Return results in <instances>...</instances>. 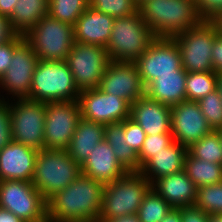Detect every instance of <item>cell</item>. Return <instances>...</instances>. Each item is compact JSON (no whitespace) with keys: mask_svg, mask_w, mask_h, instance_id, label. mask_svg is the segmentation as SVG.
<instances>
[{"mask_svg":"<svg viewBox=\"0 0 222 222\" xmlns=\"http://www.w3.org/2000/svg\"><path fill=\"white\" fill-rule=\"evenodd\" d=\"M103 189V183L81 173L71 184L46 201L47 220L98 222Z\"/></svg>","mask_w":222,"mask_h":222,"instance_id":"obj_1","label":"cell"},{"mask_svg":"<svg viewBox=\"0 0 222 222\" xmlns=\"http://www.w3.org/2000/svg\"><path fill=\"white\" fill-rule=\"evenodd\" d=\"M138 12L155 37L172 38L203 21L195 0H142Z\"/></svg>","mask_w":222,"mask_h":222,"instance_id":"obj_2","label":"cell"},{"mask_svg":"<svg viewBox=\"0 0 222 222\" xmlns=\"http://www.w3.org/2000/svg\"><path fill=\"white\" fill-rule=\"evenodd\" d=\"M151 183L139 171H128L120 179L104 185L98 222L137 214Z\"/></svg>","mask_w":222,"mask_h":222,"instance_id":"obj_3","label":"cell"},{"mask_svg":"<svg viewBox=\"0 0 222 222\" xmlns=\"http://www.w3.org/2000/svg\"><path fill=\"white\" fill-rule=\"evenodd\" d=\"M80 174L81 165L67 150L42 149L38 151L31 182L47 201L71 184Z\"/></svg>","mask_w":222,"mask_h":222,"instance_id":"obj_4","label":"cell"},{"mask_svg":"<svg viewBox=\"0 0 222 222\" xmlns=\"http://www.w3.org/2000/svg\"><path fill=\"white\" fill-rule=\"evenodd\" d=\"M155 38L137 11L129 16L114 19L106 51L111 61L135 62Z\"/></svg>","mask_w":222,"mask_h":222,"instance_id":"obj_5","label":"cell"},{"mask_svg":"<svg viewBox=\"0 0 222 222\" xmlns=\"http://www.w3.org/2000/svg\"><path fill=\"white\" fill-rule=\"evenodd\" d=\"M80 90L66 61H38L28 99L38 102L77 101Z\"/></svg>","mask_w":222,"mask_h":222,"instance_id":"obj_6","label":"cell"},{"mask_svg":"<svg viewBox=\"0 0 222 222\" xmlns=\"http://www.w3.org/2000/svg\"><path fill=\"white\" fill-rule=\"evenodd\" d=\"M40 61H66L74 45V28L47 14L23 35Z\"/></svg>","mask_w":222,"mask_h":222,"instance_id":"obj_7","label":"cell"},{"mask_svg":"<svg viewBox=\"0 0 222 222\" xmlns=\"http://www.w3.org/2000/svg\"><path fill=\"white\" fill-rule=\"evenodd\" d=\"M217 34L214 24L203 20L198 26L172 37L180 50L182 66L186 72L214 71L212 48Z\"/></svg>","mask_w":222,"mask_h":222,"instance_id":"obj_8","label":"cell"},{"mask_svg":"<svg viewBox=\"0 0 222 222\" xmlns=\"http://www.w3.org/2000/svg\"><path fill=\"white\" fill-rule=\"evenodd\" d=\"M12 101L9 103L12 140L38 151L44 149L46 103L28 98Z\"/></svg>","mask_w":222,"mask_h":222,"instance_id":"obj_9","label":"cell"},{"mask_svg":"<svg viewBox=\"0 0 222 222\" xmlns=\"http://www.w3.org/2000/svg\"><path fill=\"white\" fill-rule=\"evenodd\" d=\"M0 207L24 222H45L47 203L30 181H0Z\"/></svg>","mask_w":222,"mask_h":222,"instance_id":"obj_10","label":"cell"},{"mask_svg":"<svg viewBox=\"0 0 222 222\" xmlns=\"http://www.w3.org/2000/svg\"><path fill=\"white\" fill-rule=\"evenodd\" d=\"M110 61L106 48L76 41L66 60L80 91L98 88Z\"/></svg>","mask_w":222,"mask_h":222,"instance_id":"obj_11","label":"cell"},{"mask_svg":"<svg viewBox=\"0 0 222 222\" xmlns=\"http://www.w3.org/2000/svg\"><path fill=\"white\" fill-rule=\"evenodd\" d=\"M135 64L146 88L159 75L175 74L176 70H184L176 42L167 37H156Z\"/></svg>","mask_w":222,"mask_h":222,"instance_id":"obj_12","label":"cell"},{"mask_svg":"<svg viewBox=\"0 0 222 222\" xmlns=\"http://www.w3.org/2000/svg\"><path fill=\"white\" fill-rule=\"evenodd\" d=\"M80 119L78 101L46 103L44 149L66 150Z\"/></svg>","mask_w":222,"mask_h":222,"instance_id":"obj_13","label":"cell"},{"mask_svg":"<svg viewBox=\"0 0 222 222\" xmlns=\"http://www.w3.org/2000/svg\"><path fill=\"white\" fill-rule=\"evenodd\" d=\"M81 118L103 125L121 122L130 117L131 105L113 94L98 88L82 90L78 97Z\"/></svg>","mask_w":222,"mask_h":222,"instance_id":"obj_14","label":"cell"},{"mask_svg":"<svg viewBox=\"0 0 222 222\" xmlns=\"http://www.w3.org/2000/svg\"><path fill=\"white\" fill-rule=\"evenodd\" d=\"M38 61L34 50L23 38L14 47L11 64L0 78V87L13 99L28 98Z\"/></svg>","mask_w":222,"mask_h":222,"instance_id":"obj_15","label":"cell"},{"mask_svg":"<svg viewBox=\"0 0 222 222\" xmlns=\"http://www.w3.org/2000/svg\"><path fill=\"white\" fill-rule=\"evenodd\" d=\"M98 89L125 99L130 105L146 95V87L135 62L110 61Z\"/></svg>","mask_w":222,"mask_h":222,"instance_id":"obj_16","label":"cell"},{"mask_svg":"<svg viewBox=\"0 0 222 222\" xmlns=\"http://www.w3.org/2000/svg\"><path fill=\"white\" fill-rule=\"evenodd\" d=\"M170 120L173 141L186 148L213 131L197 101L185 100L171 106Z\"/></svg>","mask_w":222,"mask_h":222,"instance_id":"obj_17","label":"cell"},{"mask_svg":"<svg viewBox=\"0 0 222 222\" xmlns=\"http://www.w3.org/2000/svg\"><path fill=\"white\" fill-rule=\"evenodd\" d=\"M38 150L11 141L0 148V181H32Z\"/></svg>","mask_w":222,"mask_h":222,"instance_id":"obj_18","label":"cell"},{"mask_svg":"<svg viewBox=\"0 0 222 222\" xmlns=\"http://www.w3.org/2000/svg\"><path fill=\"white\" fill-rule=\"evenodd\" d=\"M130 118L141 126L146 135L171 134V106L147 95L131 104Z\"/></svg>","mask_w":222,"mask_h":222,"instance_id":"obj_19","label":"cell"},{"mask_svg":"<svg viewBox=\"0 0 222 222\" xmlns=\"http://www.w3.org/2000/svg\"><path fill=\"white\" fill-rule=\"evenodd\" d=\"M128 171L119 163L113 149L104 139L81 165V173L106 185L120 179Z\"/></svg>","mask_w":222,"mask_h":222,"instance_id":"obj_20","label":"cell"},{"mask_svg":"<svg viewBox=\"0 0 222 222\" xmlns=\"http://www.w3.org/2000/svg\"><path fill=\"white\" fill-rule=\"evenodd\" d=\"M114 18L88 6L75 22L74 39L78 43L98 45L106 48Z\"/></svg>","mask_w":222,"mask_h":222,"instance_id":"obj_21","label":"cell"},{"mask_svg":"<svg viewBox=\"0 0 222 222\" xmlns=\"http://www.w3.org/2000/svg\"><path fill=\"white\" fill-rule=\"evenodd\" d=\"M151 187L173 208L193 206L195 204L198 187L184 170L156 179L151 184Z\"/></svg>","mask_w":222,"mask_h":222,"instance_id":"obj_22","label":"cell"},{"mask_svg":"<svg viewBox=\"0 0 222 222\" xmlns=\"http://www.w3.org/2000/svg\"><path fill=\"white\" fill-rule=\"evenodd\" d=\"M187 148L173 141L156 153L141 169L140 173L152 184L156 179L182 172Z\"/></svg>","mask_w":222,"mask_h":222,"instance_id":"obj_23","label":"cell"},{"mask_svg":"<svg viewBox=\"0 0 222 222\" xmlns=\"http://www.w3.org/2000/svg\"><path fill=\"white\" fill-rule=\"evenodd\" d=\"M186 71L176 70L175 74L159 75L147 88L146 95L168 106L186 100Z\"/></svg>","mask_w":222,"mask_h":222,"instance_id":"obj_24","label":"cell"},{"mask_svg":"<svg viewBox=\"0 0 222 222\" xmlns=\"http://www.w3.org/2000/svg\"><path fill=\"white\" fill-rule=\"evenodd\" d=\"M103 140L104 125L81 118L66 150L78 164L82 165L94 147Z\"/></svg>","mask_w":222,"mask_h":222,"instance_id":"obj_25","label":"cell"},{"mask_svg":"<svg viewBox=\"0 0 222 222\" xmlns=\"http://www.w3.org/2000/svg\"><path fill=\"white\" fill-rule=\"evenodd\" d=\"M49 0H18L9 17L11 28L18 35L26 34L48 14Z\"/></svg>","mask_w":222,"mask_h":222,"instance_id":"obj_26","label":"cell"},{"mask_svg":"<svg viewBox=\"0 0 222 222\" xmlns=\"http://www.w3.org/2000/svg\"><path fill=\"white\" fill-rule=\"evenodd\" d=\"M104 139L127 171H139L138 154L125 142L124 121L104 125Z\"/></svg>","mask_w":222,"mask_h":222,"instance_id":"obj_27","label":"cell"},{"mask_svg":"<svg viewBox=\"0 0 222 222\" xmlns=\"http://www.w3.org/2000/svg\"><path fill=\"white\" fill-rule=\"evenodd\" d=\"M184 171L197 187L222 182V164L196 159L188 152L184 159Z\"/></svg>","mask_w":222,"mask_h":222,"instance_id":"obj_28","label":"cell"},{"mask_svg":"<svg viewBox=\"0 0 222 222\" xmlns=\"http://www.w3.org/2000/svg\"><path fill=\"white\" fill-rule=\"evenodd\" d=\"M186 100L198 101L218 88V74L214 71L186 72Z\"/></svg>","mask_w":222,"mask_h":222,"instance_id":"obj_29","label":"cell"},{"mask_svg":"<svg viewBox=\"0 0 222 222\" xmlns=\"http://www.w3.org/2000/svg\"><path fill=\"white\" fill-rule=\"evenodd\" d=\"M48 3L51 17L72 26L89 6V0H49Z\"/></svg>","mask_w":222,"mask_h":222,"instance_id":"obj_30","label":"cell"},{"mask_svg":"<svg viewBox=\"0 0 222 222\" xmlns=\"http://www.w3.org/2000/svg\"><path fill=\"white\" fill-rule=\"evenodd\" d=\"M187 152L196 159L222 164V144L214 130L188 147Z\"/></svg>","mask_w":222,"mask_h":222,"instance_id":"obj_31","label":"cell"},{"mask_svg":"<svg viewBox=\"0 0 222 222\" xmlns=\"http://www.w3.org/2000/svg\"><path fill=\"white\" fill-rule=\"evenodd\" d=\"M173 207L151 187L137 212L140 222H160Z\"/></svg>","mask_w":222,"mask_h":222,"instance_id":"obj_32","label":"cell"},{"mask_svg":"<svg viewBox=\"0 0 222 222\" xmlns=\"http://www.w3.org/2000/svg\"><path fill=\"white\" fill-rule=\"evenodd\" d=\"M194 205L208 215L222 214V182L198 187Z\"/></svg>","mask_w":222,"mask_h":222,"instance_id":"obj_33","label":"cell"},{"mask_svg":"<svg viewBox=\"0 0 222 222\" xmlns=\"http://www.w3.org/2000/svg\"><path fill=\"white\" fill-rule=\"evenodd\" d=\"M197 102L212 130L222 128V96L219 89L210 92Z\"/></svg>","mask_w":222,"mask_h":222,"instance_id":"obj_34","label":"cell"},{"mask_svg":"<svg viewBox=\"0 0 222 222\" xmlns=\"http://www.w3.org/2000/svg\"><path fill=\"white\" fill-rule=\"evenodd\" d=\"M89 6L115 18L126 17L138 11L135 0H89Z\"/></svg>","mask_w":222,"mask_h":222,"instance_id":"obj_35","label":"cell"},{"mask_svg":"<svg viewBox=\"0 0 222 222\" xmlns=\"http://www.w3.org/2000/svg\"><path fill=\"white\" fill-rule=\"evenodd\" d=\"M173 142L172 134L146 135L141 151L138 154L140 169L159 151Z\"/></svg>","mask_w":222,"mask_h":222,"instance_id":"obj_36","label":"cell"},{"mask_svg":"<svg viewBox=\"0 0 222 222\" xmlns=\"http://www.w3.org/2000/svg\"><path fill=\"white\" fill-rule=\"evenodd\" d=\"M124 134L127 145L139 154L146 138L144 130L139 124L129 117L124 120Z\"/></svg>","mask_w":222,"mask_h":222,"instance_id":"obj_37","label":"cell"},{"mask_svg":"<svg viewBox=\"0 0 222 222\" xmlns=\"http://www.w3.org/2000/svg\"><path fill=\"white\" fill-rule=\"evenodd\" d=\"M7 100L0 102V148L12 141L10 101L9 98Z\"/></svg>","mask_w":222,"mask_h":222,"instance_id":"obj_38","label":"cell"},{"mask_svg":"<svg viewBox=\"0 0 222 222\" xmlns=\"http://www.w3.org/2000/svg\"><path fill=\"white\" fill-rule=\"evenodd\" d=\"M23 35L16 34L10 41L0 45V78L11 64L14 47L23 39Z\"/></svg>","mask_w":222,"mask_h":222,"instance_id":"obj_39","label":"cell"},{"mask_svg":"<svg viewBox=\"0 0 222 222\" xmlns=\"http://www.w3.org/2000/svg\"><path fill=\"white\" fill-rule=\"evenodd\" d=\"M196 8L203 20L210 21L222 10V0H195Z\"/></svg>","mask_w":222,"mask_h":222,"instance_id":"obj_40","label":"cell"},{"mask_svg":"<svg viewBox=\"0 0 222 222\" xmlns=\"http://www.w3.org/2000/svg\"><path fill=\"white\" fill-rule=\"evenodd\" d=\"M180 209L181 222H208L209 215L195 205L180 207Z\"/></svg>","mask_w":222,"mask_h":222,"instance_id":"obj_41","label":"cell"},{"mask_svg":"<svg viewBox=\"0 0 222 222\" xmlns=\"http://www.w3.org/2000/svg\"><path fill=\"white\" fill-rule=\"evenodd\" d=\"M212 66L214 72L222 73V36L217 34L212 48Z\"/></svg>","mask_w":222,"mask_h":222,"instance_id":"obj_42","label":"cell"},{"mask_svg":"<svg viewBox=\"0 0 222 222\" xmlns=\"http://www.w3.org/2000/svg\"><path fill=\"white\" fill-rule=\"evenodd\" d=\"M15 35L9 17L0 14V45L10 41Z\"/></svg>","mask_w":222,"mask_h":222,"instance_id":"obj_43","label":"cell"},{"mask_svg":"<svg viewBox=\"0 0 222 222\" xmlns=\"http://www.w3.org/2000/svg\"><path fill=\"white\" fill-rule=\"evenodd\" d=\"M18 0H0V14L10 17Z\"/></svg>","mask_w":222,"mask_h":222,"instance_id":"obj_44","label":"cell"},{"mask_svg":"<svg viewBox=\"0 0 222 222\" xmlns=\"http://www.w3.org/2000/svg\"><path fill=\"white\" fill-rule=\"evenodd\" d=\"M0 222H24L12 212L7 209L0 207Z\"/></svg>","mask_w":222,"mask_h":222,"instance_id":"obj_45","label":"cell"},{"mask_svg":"<svg viewBox=\"0 0 222 222\" xmlns=\"http://www.w3.org/2000/svg\"><path fill=\"white\" fill-rule=\"evenodd\" d=\"M160 222H181V209L172 208Z\"/></svg>","mask_w":222,"mask_h":222,"instance_id":"obj_46","label":"cell"},{"mask_svg":"<svg viewBox=\"0 0 222 222\" xmlns=\"http://www.w3.org/2000/svg\"><path fill=\"white\" fill-rule=\"evenodd\" d=\"M105 222H140L137 214L108 219Z\"/></svg>","mask_w":222,"mask_h":222,"instance_id":"obj_47","label":"cell"},{"mask_svg":"<svg viewBox=\"0 0 222 222\" xmlns=\"http://www.w3.org/2000/svg\"><path fill=\"white\" fill-rule=\"evenodd\" d=\"M210 21L214 24L218 34L222 36V10L217 15H215Z\"/></svg>","mask_w":222,"mask_h":222,"instance_id":"obj_48","label":"cell"},{"mask_svg":"<svg viewBox=\"0 0 222 222\" xmlns=\"http://www.w3.org/2000/svg\"><path fill=\"white\" fill-rule=\"evenodd\" d=\"M208 222H222V214H210Z\"/></svg>","mask_w":222,"mask_h":222,"instance_id":"obj_49","label":"cell"},{"mask_svg":"<svg viewBox=\"0 0 222 222\" xmlns=\"http://www.w3.org/2000/svg\"><path fill=\"white\" fill-rule=\"evenodd\" d=\"M218 89H219L220 94L222 96V73L218 74Z\"/></svg>","mask_w":222,"mask_h":222,"instance_id":"obj_50","label":"cell"},{"mask_svg":"<svg viewBox=\"0 0 222 222\" xmlns=\"http://www.w3.org/2000/svg\"><path fill=\"white\" fill-rule=\"evenodd\" d=\"M215 131L218 133V135L220 137L221 144H222V128H219V129H217Z\"/></svg>","mask_w":222,"mask_h":222,"instance_id":"obj_51","label":"cell"},{"mask_svg":"<svg viewBox=\"0 0 222 222\" xmlns=\"http://www.w3.org/2000/svg\"><path fill=\"white\" fill-rule=\"evenodd\" d=\"M0 94H1V93H0ZM5 100H6V99L4 98V96L1 97V95H0V102H1V101H5Z\"/></svg>","mask_w":222,"mask_h":222,"instance_id":"obj_52","label":"cell"},{"mask_svg":"<svg viewBox=\"0 0 222 222\" xmlns=\"http://www.w3.org/2000/svg\"><path fill=\"white\" fill-rule=\"evenodd\" d=\"M138 4L142 1V0H135Z\"/></svg>","mask_w":222,"mask_h":222,"instance_id":"obj_53","label":"cell"}]
</instances>
